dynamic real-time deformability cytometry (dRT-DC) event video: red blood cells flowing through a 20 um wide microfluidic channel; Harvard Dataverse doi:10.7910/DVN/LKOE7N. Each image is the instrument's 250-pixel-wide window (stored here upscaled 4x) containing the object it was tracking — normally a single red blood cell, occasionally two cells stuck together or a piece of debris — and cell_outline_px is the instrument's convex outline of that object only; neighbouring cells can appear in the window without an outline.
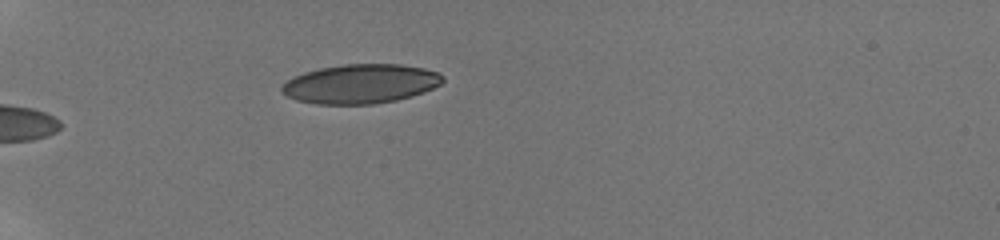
{"species": "human", "species_latin": "Homo sapiens", "temperature_condition": "room temperature", "stored_images_in_passage": 17, "camera_frame_rate_fps": 3000, "um_per_image_px": 0.085, "donor": {"sex": "male"}, "frame": {"image": 1, "passage_image": 3, "time_ms": 0.667, "image_size_px": [1000, 240], "cell_outline_px": [[444, 80], [440, 84], [424, 92], [412, 96], [396, 100], [372, 104], [316, 104], [296, 100], [280, 92], [280, 88], [288, 80], [304, 72], [320, 68], [344, 64], [400, 64], [424, 68], [436, 72], [444, 76]], "centroid_in_image_um": [30.65, 7.13], "position_along_channel_um": 54.3, "area_um2": 36.76}}
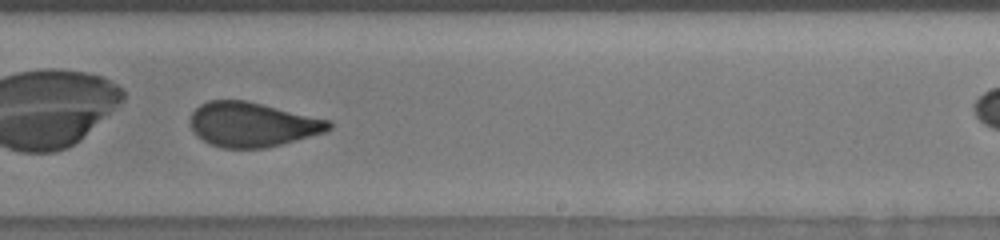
{"frame": {"image": 2, "passage_image": 15, "time_ms": 5.333, "image_size_px": [1000, 240], "cell_outline_px": [[332, 128], [324, 132], [280, 144], [264, 148], [224, 148], [212, 144], [196, 136], [192, 132], [192, 112], [200, 104], [208, 100], [248, 100], [332, 120]], "centroid_in_image_um": [21.47, 10.56], "position_along_channel_um": 267.5, "area_um2": 35.95}}